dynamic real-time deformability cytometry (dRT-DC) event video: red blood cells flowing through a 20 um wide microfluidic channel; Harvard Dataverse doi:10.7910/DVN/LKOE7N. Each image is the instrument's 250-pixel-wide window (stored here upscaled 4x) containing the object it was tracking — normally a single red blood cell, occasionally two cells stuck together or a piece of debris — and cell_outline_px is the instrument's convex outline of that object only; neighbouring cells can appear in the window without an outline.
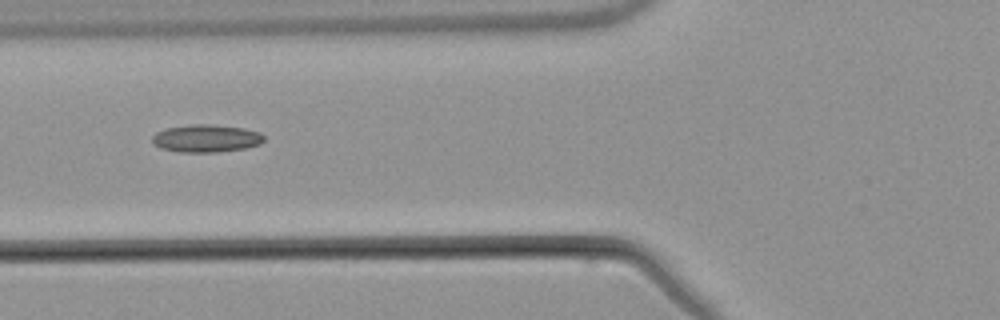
{"species": "common noctule bat (a hibernating species)", "species_latin": "Nyctalus noctula", "temperature_condition": "warm", "stored_images_in_passage": 4, "camera_frame_rate_fps": 3000, "um_per_image_px": 0.085, "animal": {"sex": "male", "body_mass_g": 21.5, "forearm_length_mm": 52.0}, "frame": {"image": 1, "passage_image": 2, "time_ms": 1.333, "image_size_px": [1000, 320], "cell_outline_px": [[264, 140], [260, 144], [244, 148], [216, 152], [180, 152], [160, 148], [152, 140], [152, 136], [156, 132], [164, 128], [192, 124], [204, 124], [244, 128], [260, 132], [264, 136]], "centroid_in_image_um": [17.52, 11.76], "position_along_channel_um": 108.3, "area_um2": 17.92}}
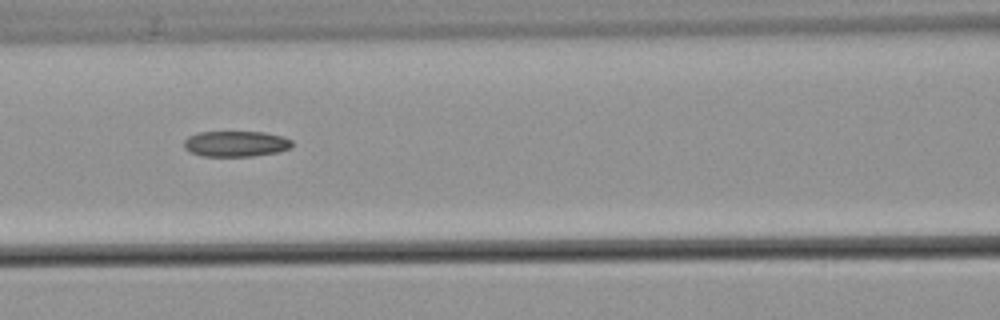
{"frame": {"image": 2, "passage_image": 3, "time_ms": 2.333, "image_size_px": [1000, 320], "cell_outline_px": [[292, 144], [288, 148], [276, 152], [252, 156], [204, 156], [188, 152], [184, 148], [184, 140], [188, 136], [200, 132], [264, 132], [284, 136], [292, 140]], "centroid_in_image_um": [20.01, 12.21], "position_along_channel_um": 146.6, "area_um2": 16.18}}